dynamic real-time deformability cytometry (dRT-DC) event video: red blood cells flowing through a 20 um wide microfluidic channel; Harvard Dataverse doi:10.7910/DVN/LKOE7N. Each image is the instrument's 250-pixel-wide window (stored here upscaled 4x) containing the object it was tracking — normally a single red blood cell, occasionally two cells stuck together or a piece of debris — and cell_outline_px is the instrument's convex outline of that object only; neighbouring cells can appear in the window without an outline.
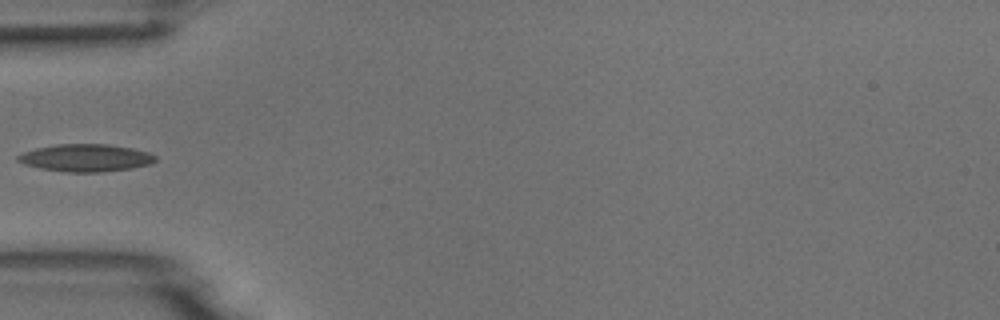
{"species": "common noctule bat (a hibernating species)", "species_latin": "Nyctalus noctula", "temperature_condition": "room temperature", "stored_images_in_passage": 5, "camera_frame_rate_fps": 3000, "um_per_image_px": 0.085, "animal": {"sex": "male", "body_mass_g": 18.8}, "frame": {"image": 1, "passage_image": 3, "time_ms": 3.333, "image_size_px": [1000, 320], "cell_outline_px": [[156, 160], [148, 164], [132, 168], [104, 172], [64, 172], [40, 168], [24, 164], [16, 160], [16, 156], [24, 152], [36, 148], [56, 144], [108, 144], [132, 148], [148, 152], [156, 156]], "centroid_in_image_um": [7.27, 13.42], "position_along_channel_um": 77.7, "area_um2": 22.02}}